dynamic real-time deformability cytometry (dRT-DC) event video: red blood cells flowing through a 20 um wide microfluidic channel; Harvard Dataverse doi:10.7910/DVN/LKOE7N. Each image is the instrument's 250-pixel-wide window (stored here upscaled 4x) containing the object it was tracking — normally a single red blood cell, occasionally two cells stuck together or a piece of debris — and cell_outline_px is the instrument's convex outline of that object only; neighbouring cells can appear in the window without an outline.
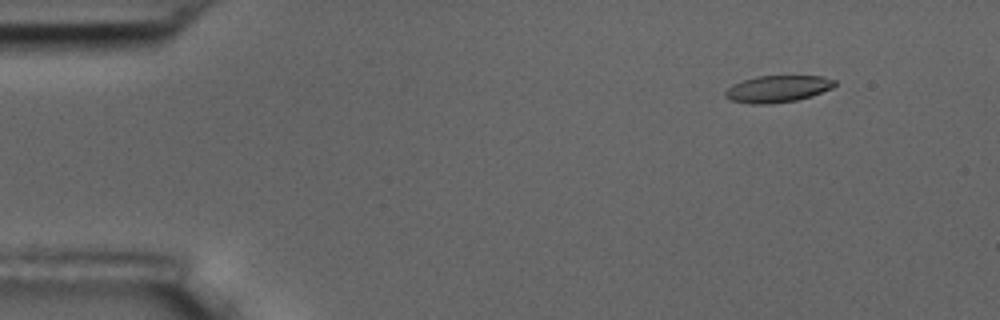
{"species": "common noctule bat (a hibernating species)", "species_latin": "Nyctalus noctula", "temperature_condition": "room temperature", "stored_images_in_passage": 5, "camera_frame_rate_fps": 3000, "um_per_image_px": 0.085, "animal": {"sex": "male", "body_mass_g": 17.5, "forearm_length_mm": 52.3}, "frame": {"image": 1, "passage_image": 2, "time_ms": 1.333, "image_size_px": [1000, 320], "cell_outline_px": [[836, 84], [832, 88], [812, 96], [796, 100], [772, 104], [752, 104], [728, 100], [724, 96], [724, 92], [732, 84], [756, 76], [824, 76], [836, 80]], "centroid_in_image_um": [66.09, 7.56], "position_along_channel_um": 18.9, "area_um2": 17.28}}
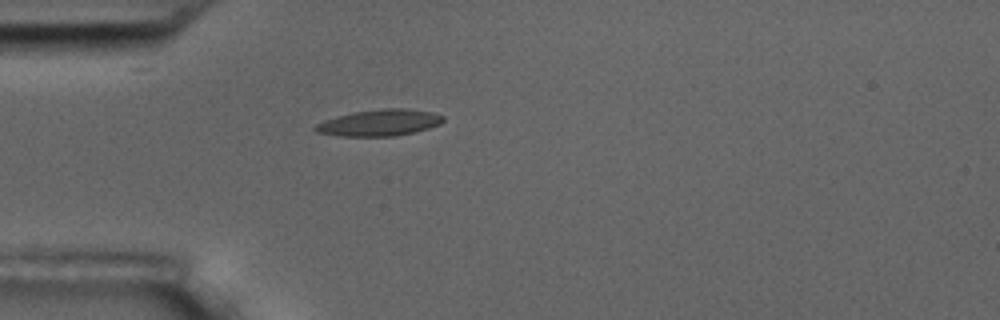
{"frame": {"image": 2, "passage_image": 5, "time_ms": 4.667, "image_size_px": [1000, 320], "cell_outline_px": [[444, 120], [440, 124], [428, 128], [396, 136], [340, 136], [316, 132], [312, 128], [316, 124], [324, 120], [336, 116], [352, 112], [384, 108], [404, 108], [432, 112], [444, 116]], "centroid_in_image_um": [32.23, 10.43], "position_along_channel_um": 52.8, "area_um2": 19.71}}